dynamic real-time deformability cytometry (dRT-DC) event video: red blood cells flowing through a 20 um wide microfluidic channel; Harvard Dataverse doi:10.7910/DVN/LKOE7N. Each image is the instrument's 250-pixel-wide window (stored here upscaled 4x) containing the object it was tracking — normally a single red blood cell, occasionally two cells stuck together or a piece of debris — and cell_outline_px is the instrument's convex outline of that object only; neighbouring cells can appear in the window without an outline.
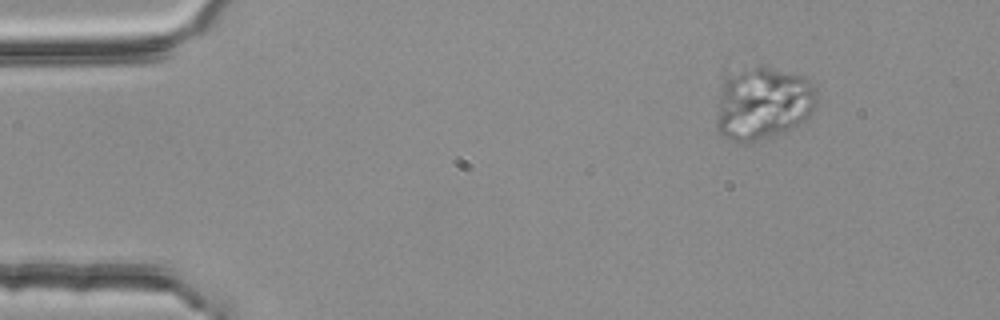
{"species": "common noctule bat (a hibernating species)", "species_latin": "Nyctalus noctula", "temperature_condition": "room temperature", "stored_images_in_passage": 4, "camera_frame_rate_fps": 3000, "um_per_image_px": 0.085, "animal": {"sex": "female", "body_mass_g": 25.1}, "frame": {"image": 1, "passage_image": 1, "time_ms": 0.0, "image_size_px": [1000, 320], "cell_outline_px": [[816, 108], [808, 120], [784, 132], [756, 140], [732, 140], [724, 136], [716, 128], [716, 120], [724, 68], [760, 64], [764, 64], [800, 76], [808, 80], [816, 88]], "centroid_in_image_um": [64.82, 8.68], "position_along_channel_um": 20.2, "area_um2": 43.81}}
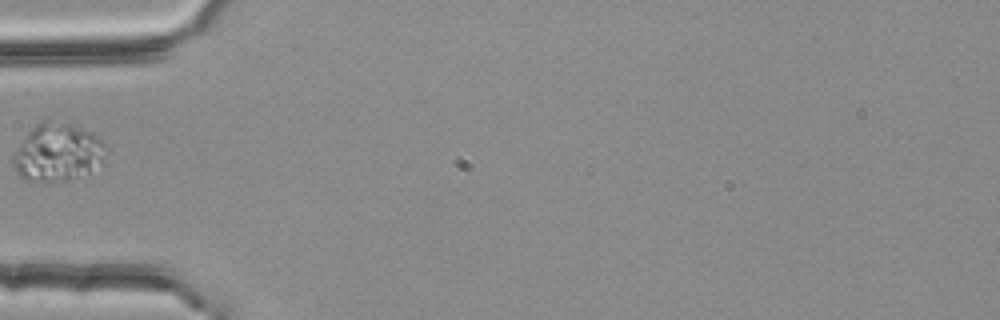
{"frame": {"image": 2, "passage_image": 4, "time_ms": 1.0, "image_size_px": [1000, 320], "cell_outline_px": [[108, 164], [68, 180], [48, 184], [36, 184], [24, 180], [12, 168], [12, 156], [24, 136], [44, 116], [48, 116], [72, 124], [96, 136], [108, 148]], "centroid_in_image_um": [4.9, 12.97], "position_along_channel_um": 80.1, "area_um2": 32.95}}